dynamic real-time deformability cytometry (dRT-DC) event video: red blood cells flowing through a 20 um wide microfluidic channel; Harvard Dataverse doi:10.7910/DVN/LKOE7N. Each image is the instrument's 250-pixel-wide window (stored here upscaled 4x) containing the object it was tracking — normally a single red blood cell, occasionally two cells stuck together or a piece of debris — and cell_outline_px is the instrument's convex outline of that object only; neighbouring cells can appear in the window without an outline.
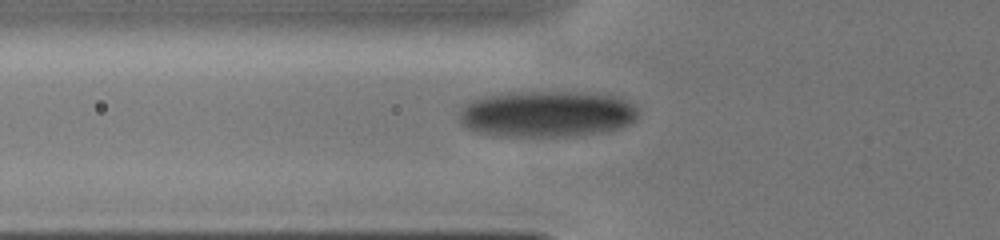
{"species": "human", "species_latin": "Homo sapiens", "temperature_condition": "cold", "stored_images_in_passage": 20, "camera_frame_rate_fps": 3000, "um_per_image_px": 0.085, "donor": {"sex": "male"}, "frame": {"image": 1, "passage_image": 18, "time_ms": 6.0, "image_size_px": [1000, 240], "cell_outline_px": [[636, 116], [628, 124], [620, 128], [580, 136], [496, 136], [476, 132], [460, 124], [460, 112], [464, 104], [468, 100], [480, 96], [504, 92], [580, 92], [612, 96], [624, 100], [632, 104], [636, 108]], "centroid_in_image_um": [46.38, 9.68], "position_along_channel_um": 79.4, "area_um2": 48.49}}
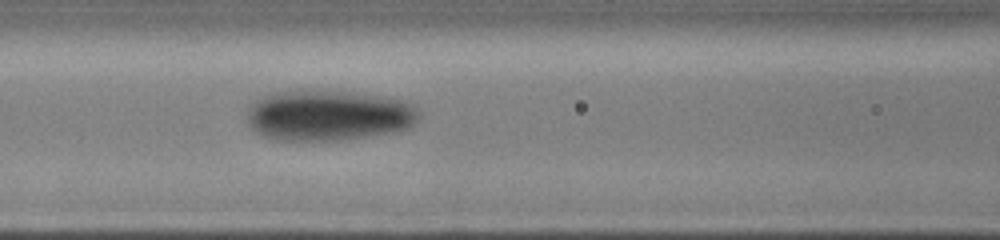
{"frame": {"image": 2, "passage_image": 20, "time_ms": 7.333, "image_size_px": [1000, 240], "cell_outline_px": [[420, 116], [408, 128], [392, 132], [340, 140], [276, 140], [264, 136], [256, 132], [248, 124], [248, 112], [252, 104], [264, 96], [276, 92], [296, 88], [352, 92], [380, 96], [404, 100], [412, 104], [420, 112]], "centroid_in_image_um": [27.91, 9.78], "position_along_channel_um": 138.7, "area_um2": 51.04}}